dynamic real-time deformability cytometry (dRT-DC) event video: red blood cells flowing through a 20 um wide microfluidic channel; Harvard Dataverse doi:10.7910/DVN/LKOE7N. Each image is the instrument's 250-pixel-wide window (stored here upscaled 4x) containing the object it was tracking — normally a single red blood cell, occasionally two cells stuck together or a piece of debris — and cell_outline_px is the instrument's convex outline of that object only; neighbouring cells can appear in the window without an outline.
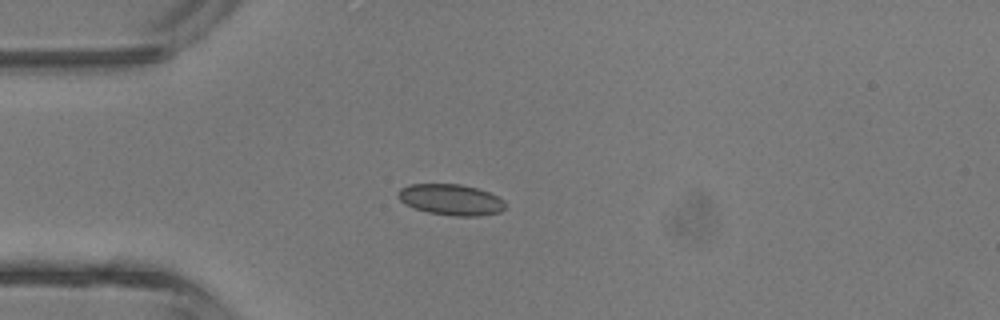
{"species": "common noctule bat (a hibernating species)", "species_latin": "Nyctalus noctula", "temperature_condition": "room temperature", "stored_images_in_passage": 3, "camera_frame_rate_fps": 3000, "um_per_image_px": 0.085, "animal": {"sex": "male", "body_mass_g": 13.3}, "frame": {"image": 1, "passage_image": 2, "time_ms": 2.0, "image_size_px": [1000, 320], "cell_outline_px": [[504, 208], [500, 212], [480, 216], [456, 216], [428, 212], [404, 204], [396, 196], [396, 192], [400, 188], [408, 184], [460, 184], [476, 188], [488, 192], [504, 200]], "centroid_in_image_um": [38.28, 16.96], "position_along_channel_um": 46.7, "area_um2": 19.36}}
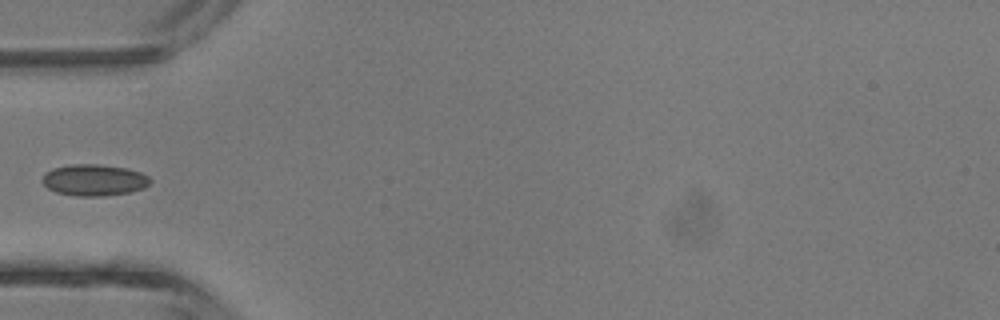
{"frame": {"image": 2, "passage_image": 3, "time_ms": 3.0, "image_size_px": [1000, 320], "cell_outline_px": [[152, 180], [144, 188], [132, 192], [104, 196], [76, 196], [56, 192], [48, 188], [40, 180], [52, 168], [72, 164], [100, 164], [124, 168], [140, 172], [148, 176]], "centroid_in_image_um": [8.01, 15.31], "position_along_channel_um": 77.0, "area_um2": 19.77}}